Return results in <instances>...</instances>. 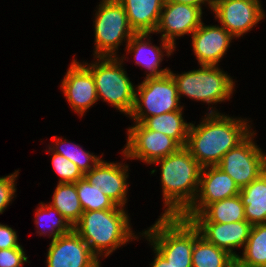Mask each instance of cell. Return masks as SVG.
I'll list each match as a JSON object with an SVG mask.
<instances>
[{
	"mask_svg": "<svg viewBox=\"0 0 266 267\" xmlns=\"http://www.w3.org/2000/svg\"><path fill=\"white\" fill-rule=\"evenodd\" d=\"M195 126L190 123L186 148L200 166H217L222 157L252 132L248 120L233 118L213 110ZM252 130V131H251Z\"/></svg>",
	"mask_w": 266,
	"mask_h": 267,
	"instance_id": "6da1fadb",
	"label": "cell"
},
{
	"mask_svg": "<svg viewBox=\"0 0 266 267\" xmlns=\"http://www.w3.org/2000/svg\"><path fill=\"white\" fill-rule=\"evenodd\" d=\"M154 163L161 166L165 207L161 216H181L197 196L202 167L186 147Z\"/></svg>",
	"mask_w": 266,
	"mask_h": 267,
	"instance_id": "7a4b0ae2",
	"label": "cell"
},
{
	"mask_svg": "<svg viewBox=\"0 0 266 267\" xmlns=\"http://www.w3.org/2000/svg\"><path fill=\"white\" fill-rule=\"evenodd\" d=\"M129 222L124 209L83 211L73 230L98 258L99 255L107 258L128 241L139 238L134 235Z\"/></svg>",
	"mask_w": 266,
	"mask_h": 267,
	"instance_id": "3957f363",
	"label": "cell"
},
{
	"mask_svg": "<svg viewBox=\"0 0 266 267\" xmlns=\"http://www.w3.org/2000/svg\"><path fill=\"white\" fill-rule=\"evenodd\" d=\"M160 218L141 233L172 267H192V250L201 235L191 220L181 216Z\"/></svg>",
	"mask_w": 266,
	"mask_h": 267,
	"instance_id": "277c9868",
	"label": "cell"
},
{
	"mask_svg": "<svg viewBox=\"0 0 266 267\" xmlns=\"http://www.w3.org/2000/svg\"><path fill=\"white\" fill-rule=\"evenodd\" d=\"M118 57H94L96 62L88 64L83 61L82 64L94 77L98 100L110 103L129 116L134 106L136 88L122 68L125 55L122 59Z\"/></svg>",
	"mask_w": 266,
	"mask_h": 267,
	"instance_id": "5b68a950",
	"label": "cell"
},
{
	"mask_svg": "<svg viewBox=\"0 0 266 267\" xmlns=\"http://www.w3.org/2000/svg\"><path fill=\"white\" fill-rule=\"evenodd\" d=\"M169 73L176 83L179 98L186 95L210 105L229 100L233 95L235 82L218 66L201 65L198 70L177 75L169 69Z\"/></svg>",
	"mask_w": 266,
	"mask_h": 267,
	"instance_id": "8992f818",
	"label": "cell"
},
{
	"mask_svg": "<svg viewBox=\"0 0 266 267\" xmlns=\"http://www.w3.org/2000/svg\"><path fill=\"white\" fill-rule=\"evenodd\" d=\"M95 14V57H116L118 46L135 34L126 11L118 0H101Z\"/></svg>",
	"mask_w": 266,
	"mask_h": 267,
	"instance_id": "52a82bcc",
	"label": "cell"
},
{
	"mask_svg": "<svg viewBox=\"0 0 266 267\" xmlns=\"http://www.w3.org/2000/svg\"><path fill=\"white\" fill-rule=\"evenodd\" d=\"M136 88L134 106L129 115L134 122L142 123L148 117L183 109L170 73L145 77Z\"/></svg>",
	"mask_w": 266,
	"mask_h": 267,
	"instance_id": "ba28073f",
	"label": "cell"
},
{
	"mask_svg": "<svg viewBox=\"0 0 266 267\" xmlns=\"http://www.w3.org/2000/svg\"><path fill=\"white\" fill-rule=\"evenodd\" d=\"M254 131L238 146L230 149L217 165L241 189L257 179L266 168V154L255 144Z\"/></svg>",
	"mask_w": 266,
	"mask_h": 267,
	"instance_id": "9c48e42d",
	"label": "cell"
},
{
	"mask_svg": "<svg viewBox=\"0 0 266 267\" xmlns=\"http://www.w3.org/2000/svg\"><path fill=\"white\" fill-rule=\"evenodd\" d=\"M127 131V143L121 152L125 159H139L152 164L182 147L172 137L148 130L142 123L135 122Z\"/></svg>",
	"mask_w": 266,
	"mask_h": 267,
	"instance_id": "30bf717a",
	"label": "cell"
},
{
	"mask_svg": "<svg viewBox=\"0 0 266 267\" xmlns=\"http://www.w3.org/2000/svg\"><path fill=\"white\" fill-rule=\"evenodd\" d=\"M240 193L235 181L218 166H207L201 169L197 196L192 205L181 215L191 220L201 213L209 204L234 197Z\"/></svg>",
	"mask_w": 266,
	"mask_h": 267,
	"instance_id": "8fae6325",
	"label": "cell"
},
{
	"mask_svg": "<svg viewBox=\"0 0 266 267\" xmlns=\"http://www.w3.org/2000/svg\"><path fill=\"white\" fill-rule=\"evenodd\" d=\"M212 11L234 38L251 31L265 17L261 3L256 0H217Z\"/></svg>",
	"mask_w": 266,
	"mask_h": 267,
	"instance_id": "7c38bea8",
	"label": "cell"
},
{
	"mask_svg": "<svg viewBox=\"0 0 266 267\" xmlns=\"http://www.w3.org/2000/svg\"><path fill=\"white\" fill-rule=\"evenodd\" d=\"M100 259L83 239L72 230L51 240L47 253V267H94Z\"/></svg>",
	"mask_w": 266,
	"mask_h": 267,
	"instance_id": "4fadbf2b",
	"label": "cell"
},
{
	"mask_svg": "<svg viewBox=\"0 0 266 267\" xmlns=\"http://www.w3.org/2000/svg\"><path fill=\"white\" fill-rule=\"evenodd\" d=\"M202 9L188 4L165 2L155 33L176 48V37L191 34L202 24Z\"/></svg>",
	"mask_w": 266,
	"mask_h": 267,
	"instance_id": "5bb4252c",
	"label": "cell"
},
{
	"mask_svg": "<svg viewBox=\"0 0 266 267\" xmlns=\"http://www.w3.org/2000/svg\"><path fill=\"white\" fill-rule=\"evenodd\" d=\"M61 89L69 105L80 116L98 101L92 73L75 59L61 82Z\"/></svg>",
	"mask_w": 266,
	"mask_h": 267,
	"instance_id": "9a60e30c",
	"label": "cell"
},
{
	"mask_svg": "<svg viewBox=\"0 0 266 267\" xmlns=\"http://www.w3.org/2000/svg\"><path fill=\"white\" fill-rule=\"evenodd\" d=\"M124 163L106 162L101 160L84 177L91 185L100 187L117 206L124 208L127 203L128 166Z\"/></svg>",
	"mask_w": 266,
	"mask_h": 267,
	"instance_id": "2e32d148",
	"label": "cell"
},
{
	"mask_svg": "<svg viewBox=\"0 0 266 267\" xmlns=\"http://www.w3.org/2000/svg\"><path fill=\"white\" fill-rule=\"evenodd\" d=\"M192 48L200 65L218 66L233 36L222 26L202 24L192 33Z\"/></svg>",
	"mask_w": 266,
	"mask_h": 267,
	"instance_id": "e0dca14e",
	"label": "cell"
},
{
	"mask_svg": "<svg viewBox=\"0 0 266 267\" xmlns=\"http://www.w3.org/2000/svg\"><path fill=\"white\" fill-rule=\"evenodd\" d=\"M209 243L227 251L234 258L239 255L233 249L245 247L252 225L246 220L232 223L192 222Z\"/></svg>",
	"mask_w": 266,
	"mask_h": 267,
	"instance_id": "ac0fdd59",
	"label": "cell"
},
{
	"mask_svg": "<svg viewBox=\"0 0 266 267\" xmlns=\"http://www.w3.org/2000/svg\"><path fill=\"white\" fill-rule=\"evenodd\" d=\"M148 36L151 38L150 33H135L130 41L125 44L126 51L128 53H134L135 64L147 69V75L145 77L165 75L169 73V68L161 69L159 67V64L163 61L165 55L163 53L166 52L165 56L169 57L175 51V48L163 39H161L160 47L152 45Z\"/></svg>",
	"mask_w": 266,
	"mask_h": 267,
	"instance_id": "d6986e66",
	"label": "cell"
},
{
	"mask_svg": "<svg viewBox=\"0 0 266 267\" xmlns=\"http://www.w3.org/2000/svg\"><path fill=\"white\" fill-rule=\"evenodd\" d=\"M124 7L135 33H154L158 27L165 0H118Z\"/></svg>",
	"mask_w": 266,
	"mask_h": 267,
	"instance_id": "ffe728a7",
	"label": "cell"
},
{
	"mask_svg": "<svg viewBox=\"0 0 266 267\" xmlns=\"http://www.w3.org/2000/svg\"><path fill=\"white\" fill-rule=\"evenodd\" d=\"M245 219L252 226L266 224V168L259 177L240 189Z\"/></svg>",
	"mask_w": 266,
	"mask_h": 267,
	"instance_id": "44dd1931",
	"label": "cell"
},
{
	"mask_svg": "<svg viewBox=\"0 0 266 267\" xmlns=\"http://www.w3.org/2000/svg\"><path fill=\"white\" fill-rule=\"evenodd\" d=\"M245 219L244 205L239 194L209 204L201 213L196 214L191 222L232 223Z\"/></svg>",
	"mask_w": 266,
	"mask_h": 267,
	"instance_id": "7402d4cb",
	"label": "cell"
},
{
	"mask_svg": "<svg viewBox=\"0 0 266 267\" xmlns=\"http://www.w3.org/2000/svg\"><path fill=\"white\" fill-rule=\"evenodd\" d=\"M182 115V110L172 111L159 116L148 117L142 124L148 130L170 136L182 147H186L190 123H186Z\"/></svg>",
	"mask_w": 266,
	"mask_h": 267,
	"instance_id": "603a6c76",
	"label": "cell"
},
{
	"mask_svg": "<svg viewBox=\"0 0 266 267\" xmlns=\"http://www.w3.org/2000/svg\"><path fill=\"white\" fill-rule=\"evenodd\" d=\"M50 205L55 207L72 226L80 220L83 213L75 183L58 182Z\"/></svg>",
	"mask_w": 266,
	"mask_h": 267,
	"instance_id": "cb8c5ba5",
	"label": "cell"
},
{
	"mask_svg": "<svg viewBox=\"0 0 266 267\" xmlns=\"http://www.w3.org/2000/svg\"><path fill=\"white\" fill-rule=\"evenodd\" d=\"M233 259L227 251L209 243L201 235L194 242L192 267H227Z\"/></svg>",
	"mask_w": 266,
	"mask_h": 267,
	"instance_id": "d4e9b609",
	"label": "cell"
},
{
	"mask_svg": "<svg viewBox=\"0 0 266 267\" xmlns=\"http://www.w3.org/2000/svg\"><path fill=\"white\" fill-rule=\"evenodd\" d=\"M237 259L248 267H266V224L252 226L242 256Z\"/></svg>",
	"mask_w": 266,
	"mask_h": 267,
	"instance_id": "484cf974",
	"label": "cell"
},
{
	"mask_svg": "<svg viewBox=\"0 0 266 267\" xmlns=\"http://www.w3.org/2000/svg\"><path fill=\"white\" fill-rule=\"evenodd\" d=\"M75 184L83 211L124 209L117 206L107 195L103 193L100 187L91 185L85 177L79 179Z\"/></svg>",
	"mask_w": 266,
	"mask_h": 267,
	"instance_id": "4316f807",
	"label": "cell"
},
{
	"mask_svg": "<svg viewBox=\"0 0 266 267\" xmlns=\"http://www.w3.org/2000/svg\"><path fill=\"white\" fill-rule=\"evenodd\" d=\"M40 205L41 206H39V208L36 209V219H35L36 227L38 229L39 228L42 229L44 226L47 225V223H49L48 235L49 237L52 236V240L56 239L60 235L68 234L73 230V226L69 223V221L65 217H63L60 214V212L55 207H53L50 204H45L43 202H41ZM44 223H46V225ZM40 231H36L39 233L40 236L45 235L47 233V231L45 230H40Z\"/></svg>",
	"mask_w": 266,
	"mask_h": 267,
	"instance_id": "83f0119b",
	"label": "cell"
},
{
	"mask_svg": "<svg viewBox=\"0 0 266 267\" xmlns=\"http://www.w3.org/2000/svg\"><path fill=\"white\" fill-rule=\"evenodd\" d=\"M64 140L65 141L63 142L61 141V138L59 137L56 138V136H54L53 141H56L54 144V146L56 147L54 146H49V147L54 152L61 154L62 156L72 161L75 165H77L78 169L81 171L83 175L88 173L98 164V162L102 160L101 156L97 155L95 156L93 155V153L83 150L81 146L76 145L75 143H71L66 139Z\"/></svg>",
	"mask_w": 266,
	"mask_h": 267,
	"instance_id": "f1b7e54d",
	"label": "cell"
},
{
	"mask_svg": "<svg viewBox=\"0 0 266 267\" xmlns=\"http://www.w3.org/2000/svg\"><path fill=\"white\" fill-rule=\"evenodd\" d=\"M48 149L47 152L51 151L53 154L52 165L56 174L60 177L59 183H76L79 179L84 177L77 165L72 161L54 152L50 147Z\"/></svg>",
	"mask_w": 266,
	"mask_h": 267,
	"instance_id": "f546056e",
	"label": "cell"
},
{
	"mask_svg": "<svg viewBox=\"0 0 266 267\" xmlns=\"http://www.w3.org/2000/svg\"><path fill=\"white\" fill-rule=\"evenodd\" d=\"M19 170L10 175L0 177V214H2L9 203L13 200L16 188V178L18 177Z\"/></svg>",
	"mask_w": 266,
	"mask_h": 267,
	"instance_id": "4dcf8cb0",
	"label": "cell"
},
{
	"mask_svg": "<svg viewBox=\"0 0 266 267\" xmlns=\"http://www.w3.org/2000/svg\"><path fill=\"white\" fill-rule=\"evenodd\" d=\"M28 257L23 251V247L0 249V267H22L27 262Z\"/></svg>",
	"mask_w": 266,
	"mask_h": 267,
	"instance_id": "1f68e13d",
	"label": "cell"
},
{
	"mask_svg": "<svg viewBox=\"0 0 266 267\" xmlns=\"http://www.w3.org/2000/svg\"><path fill=\"white\" fill-rule=\"evenodd\" d=\"M20 246L16 231L8 225L0 223V249H11Z\"/></svg>",
	"mask_w": 266,
	"mask_h": 267,
	"instance_id": "d6a6232c",
	"label": "cell"
},
{
	"mask_svg": "<svg viewBox=\"0 0 266 267\" xmlns=\"http://www.w3.org/2000/svg\"><path fill=\"white\" fill-rule=\"evenodd\" d=\"M155 254L154 261L151 263V267H172L169 262L157 251L153 250Z\"/></svg>",
	"mask_w": 266,
	"mask_h": 267,
	"instance_id": "836d02e7",
	"label": "cell"
},
{
	"mask_svg": "<svg viewBox=\"0 0 266 267\" xmlns=\"http://www.w3.org/2000/svg\"><path fill=\"white\" fill-rule=\"evenodd\" d=\"M165 2H174V3H182V4H188V5H192L195 7H200L202 8V4H208L209 8H211L212 10V6L209 5V3L206 0H165Z\"/></svg>",
	"mask_w": 266,
	"mask_h": 267,
	"instance_id": "e575fe53",
	"label": "cell"
},
{
	"mask_svg": "<svg viewBox=\"0 0 266 267\" xmlns=\"http://www.w3.org/2000/svg\"><path fill=\"white\" fill-rule=\"evenodd\" d=\"M227 267H248V266L242 264L237 258H234L233 261Z\"/></svg>",
	"mask_w": 266,
	"mask_h": 267,
	"instance_id": "d590c367",
	"label": "cell"
},
{
	"mask_svg": "<svg viewBox=\"0 0 266 267\" xmlns=\"http://www.w3.org/2000/svg\"><path fill=\"white\" fill-rule=\"evenodd\" d=\"M206 1L209 3V5L213 6L214 3H215L217 0H206Z\"/></svg>",
	"mask_w": 266,
	"mask_h": 267,
	"instance_id": "8d00e7d4",
	"label": "cell"
},
{
	"mask_svg": "<svg viewBox=\"0 0 266 267\" xmlns=\"http://www.w3.org/2000/svg\"><path fill=\"white\" fill-rule=\"evenodd\" d=\"M100 263H101V262L97 263L94 267H101V266H100Z\"/></svg>",
	"mask_w": 266,
	"mask_h": 267,
	"instance_id": "74e56055",
	"label": "cell"
}]
</instances>
